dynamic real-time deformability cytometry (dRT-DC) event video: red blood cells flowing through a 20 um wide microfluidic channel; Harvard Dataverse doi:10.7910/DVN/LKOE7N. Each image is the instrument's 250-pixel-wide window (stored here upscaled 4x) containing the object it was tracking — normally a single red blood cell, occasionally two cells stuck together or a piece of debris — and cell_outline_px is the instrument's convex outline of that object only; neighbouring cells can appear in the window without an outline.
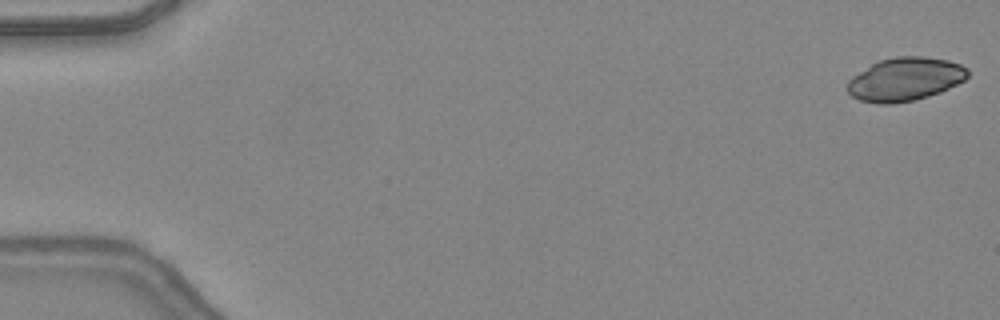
{"species": "common noctule bat (a hibernating species)", "species_latin": "Nyctalus noctula", "temperature_condition": "warm", "stored_images_in_passage": 9, "camera_frame_rate_fps": 3000, "um_per_image_px": 0.085, "animal": {"sex": "female", "body_mass_g": 24.6, "forearm_length_mm": 56.2}, "frame": {"image": 1, "passage_image": 1, "time_ms": 0.0, "image_size_px": [1000, 320], "cell_outline_px": [[968, 76], [964, 80], [940, 92], [928, 96], [912, 100], [892, 104], [880, 104], [860, 100], [852, 96], [848, 92], [848, 80], [852, 76], [872, 64], [880, 60], [896, 56], [924, 56], [948, 60], [960, 64], [968, 68]], "centroid_in_image_um": [76.93, 6.72], "position_along_channel_um": 8.1, "area_um2": 30.29}}